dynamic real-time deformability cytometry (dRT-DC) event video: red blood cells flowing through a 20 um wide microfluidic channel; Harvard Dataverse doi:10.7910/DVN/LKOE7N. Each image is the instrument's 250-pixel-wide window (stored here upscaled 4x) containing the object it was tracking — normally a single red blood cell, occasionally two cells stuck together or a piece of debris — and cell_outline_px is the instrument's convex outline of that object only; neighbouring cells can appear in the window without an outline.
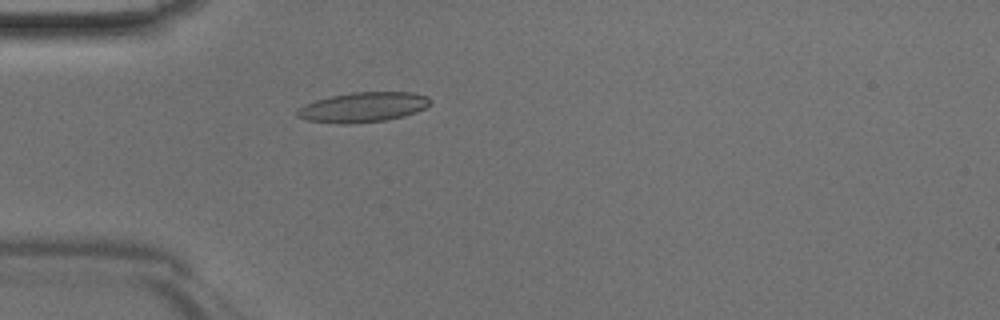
{"species": "Egyptian fruit bat (a non-hibernating species)", "species_latin": "Rousettus aegyptiacus", "temperature_condition": "room temperature", "stored_images_in_passage": 47, "camera_frame_rate_fps": 3000, "um_per_image_px": 0.085, "animal": {"sex": "male"}, "frame": {"image": 1, "passage_image": 14, "time_ms": 4.333, "image_size_px": [1000, 320], "cell_outline_px": [[432, 104], [416, 112], [404, 116], [384, 120], [352, 124], [340, 124], [308, 120], [296, 116], [296, 112], [304, 104], [316, 100], [332, 96], [352, 92], [412, 92], [428, 96], [432, 100]], "centroid_in_image_um": [30.89, 9.11], "position_along_channel_um": 54.1, "area_um2": 23.24}}
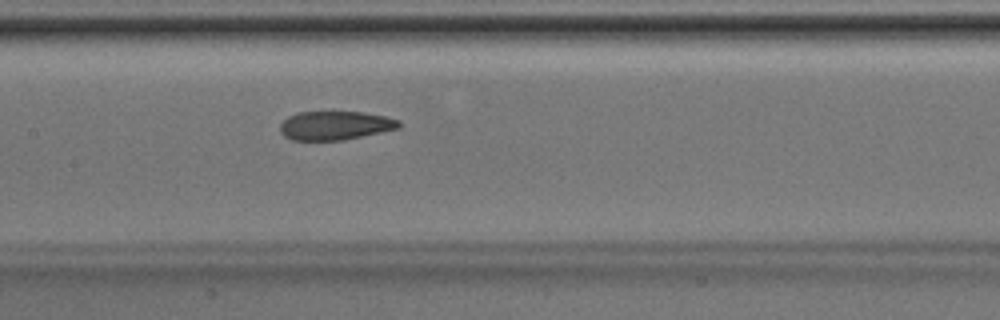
{"frame": {"image": 2, "passage_image": 23, "time_ms": 7.333, "image_size_px": [1000, 320], "cell_outline_px": [[400, 128], [344, 140], [292, 140], [284, 136], [280, 132], [280, 124], [288, 116], [296, 112], [364, 112], [384, 116], [400, 120]], "centroid_in_image_um": [28.48, 10.67], "position_along_channel_um": 178.9, "area_um2": 20.0}}
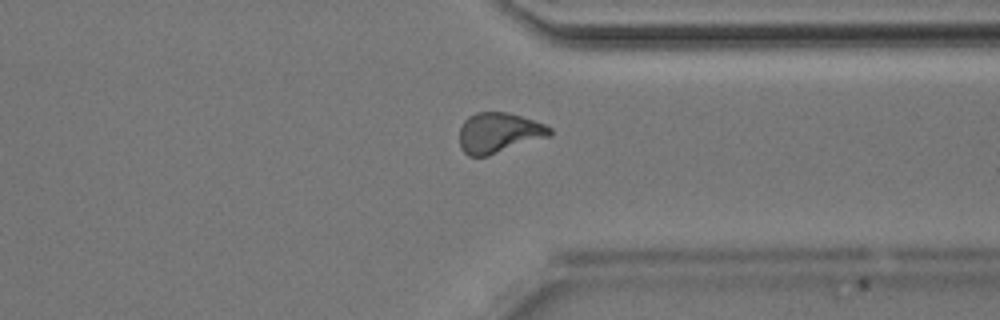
{"frame": {"image": 3, "passage_image": 36, "time_ms": 11.667, "image_size_px": [1000, 320], "cell_outline_px": [[552, 136], [488, 156], [468, 156], [460, 148], [460, 128], [464, 120], [468, 116], [476, 112], [508, 112], [544, 124], [552, 128]], "centroid_in_image_um": [42.4, 11.29], "position_along_channel_um": 369.0, "area_um2": 21.39}}